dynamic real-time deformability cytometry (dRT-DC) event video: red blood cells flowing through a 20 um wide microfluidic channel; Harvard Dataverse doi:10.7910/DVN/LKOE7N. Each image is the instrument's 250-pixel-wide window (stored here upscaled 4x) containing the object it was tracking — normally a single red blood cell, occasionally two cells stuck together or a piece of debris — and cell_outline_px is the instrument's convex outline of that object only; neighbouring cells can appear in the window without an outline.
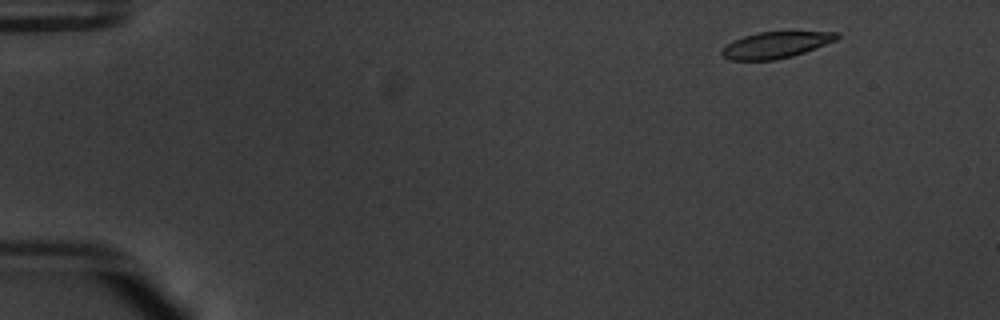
{"species": "common noctule bat (a hibernating species)", "species_latin": "Nyctalus noctula", "temperature_condition": "warm", "stored_images_in_passage": 53, "camera_frame_rate_fps": 3000, "um_per_image_px": 0.085, "animal": {"sex": "male", "body_mass_g": 20.1, "forearm_length_mm": 53.5}, "frame": {"image": 1, "passage_image": 4, "time_ms": 1.0, "image_size_px": [1000, 320], "cell_outline_px": [[840, 36], [836, 40], [804, 52], [792, 56], [772, 60], [732, 60], [724, 56], [720, 52], [728, 44], [744, 36], [760, 32], [840, 32]], "centroid_in_image_um": [65.97, 3.82], "position_along_channel_um": 19.0, "area_um2": 17.22}}
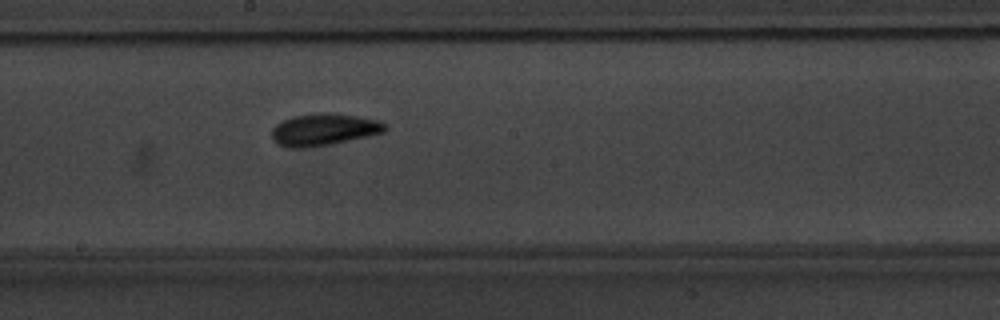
{"frame": {"image": 2, "passage_image": 29, "time_ms": 9.333, "image_size_px": [1000, 320], "cell_outline_px": [[388, 128], [384, 132], [368, 136], [328, 144], [304, 148], [284, 148], [276, 144], [272, 140], [272, 128], [276, 124], [292, 116], [320, 112], [356, 116], [380, 120], [388, 124]], "centroid_in_image_um": [27.51, 11.01], "position_along_channel_um": 220.7, "area_um2": 21.21}}
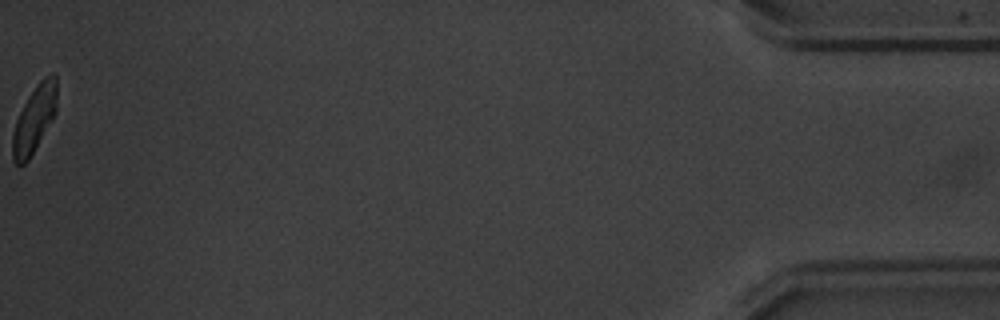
{"frame": {"image": 3, "passage_image": 53, "time_ms": 17.333, "image_size_px": [1000, 320], "cell_outline_px": [[56, 112], [52, 120], [28, 160], [24, 164], [16, 164], [12, 160], [12, 136], [16, 120], [28, 96], [36, 84], [44, 76], [52, 72], [56, 72]], "centroid_in_image_um": [2.92, 10.09], "position_along_channel_um": 432.3, "area_um2": 17.22}, "authors_computed_cell_mechanics": {"area_um2": 19.0162, "velocity_mm_per_s": 3.7638, "shape_relaxation_time_tau1_ms": 3.0128, "shape_relaxation_time_tau2_ms": 1.9774, "deformation_change_tau1": 0.1393, "deformation_change_tau2": 0.0803}}